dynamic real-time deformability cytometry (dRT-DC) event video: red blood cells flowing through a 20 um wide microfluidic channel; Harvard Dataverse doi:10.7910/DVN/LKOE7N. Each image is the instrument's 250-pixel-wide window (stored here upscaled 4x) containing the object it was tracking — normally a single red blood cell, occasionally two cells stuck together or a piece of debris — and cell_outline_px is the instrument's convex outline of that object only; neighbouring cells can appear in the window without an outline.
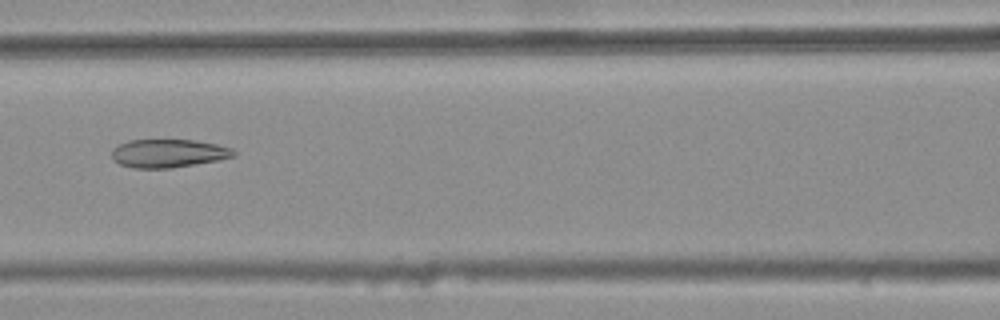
{"species": "common noctule bat (a hibernating species)", "species_latin": "Nyctalus noctula", "temperature_condition": "warm", "stored_images_in_passage": 47, "camera_frame_rate_fps": 3000, "um_per_image_px": 0.085, "animal": {"sex": "female", "body_mass_g": 25.1}, "frame": {"image": 1, "passage_image": 23, "time_ms": 7.333, "image_size_px": [1000, 320], "cell_outline_px": [[236, 156], [220, 160], [172, 168], [132, 168], [120, 164], [112, 160], [112, 148], [128, 140], [196, 140], [216, 144], [232, 148], [236, 152]], "centroid_in_image_um": [14.32, 13.04], "position_along_channel_um": 152.3, "area_um2": 20.29}}
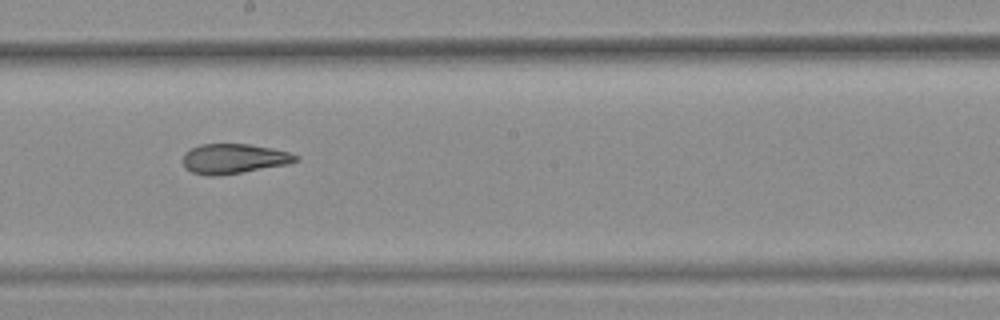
{"frame": {"image": 2, "passage_image": 29, "time_ms": 9.333, "image_size_px": [1000, 320], "cell_outline_px": [[300, 160], [288, 164], [220, 176], [208, 176], [192, 172], [184, 168], [184, 152], [200, 144], [248, 144], [272, 148], [288, 152], [300, 156]], "centroid_in_image_um": [19.89, 13.49], "position_along_channel_um": 228.3, "area_um2": 19.71}}
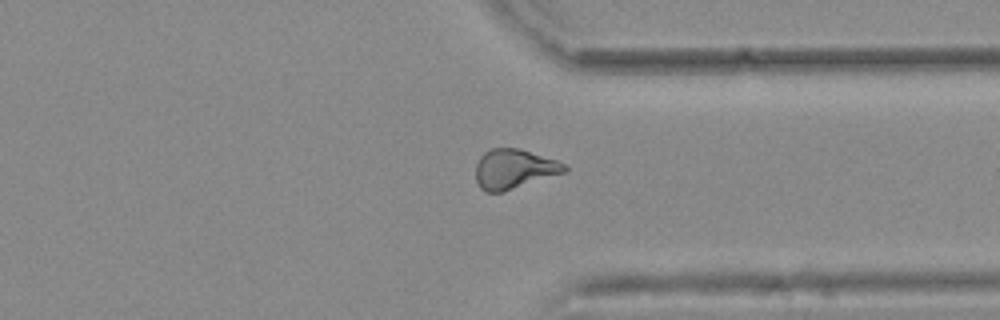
{"frame": {"image": 3, "passage_image": 40, "time_ms": 13.0, "image_size_px": [1000, 320], "cell_outline_px": [[568, 172], [504, 192], [484, 192], [480, 188], [476, 180], [476, 164], [480, 156], [484, 152], [492, 148], [520, 148], [568, 164]], "centroid_in_image_um": [43.73, 14.37], "position_along_channel_um": 367.7, "area_um2": 20.92}, "authors_computed_cell_mechanics": {"area_um2": 20.8658, "velocity_mm_per_s": 3.8074, "shape_relaxation_time_tau1_ms": null, "shape_relaxation_time_tau2_ms": 2.6265, "deformation_change_tau1": null, "deformation_change_tau2": 0.1109}}